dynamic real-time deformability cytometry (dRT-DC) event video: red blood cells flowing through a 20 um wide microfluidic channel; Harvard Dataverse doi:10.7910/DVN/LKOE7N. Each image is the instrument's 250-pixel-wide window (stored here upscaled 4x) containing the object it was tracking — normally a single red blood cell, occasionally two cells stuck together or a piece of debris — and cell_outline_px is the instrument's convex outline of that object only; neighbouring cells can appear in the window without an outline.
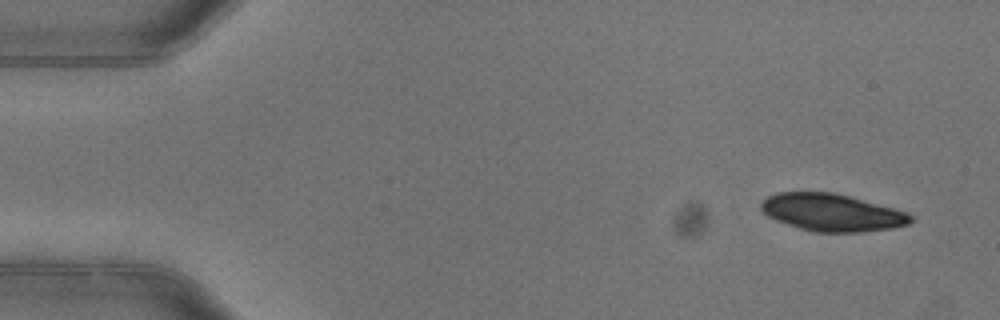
{"species": "common noctule bat (a hibernating species)", "species_latin": "Nyctalus noctula", "temperature_condition": "warm", "stored_images_in_passage": 4, "camera_frame_rate_fps": 3000, "um_per_image_px": 0.085, "animal": {"sex": "female"}, "frame": {"image": 1, "passage_image": 1, "time_ms": 0.0, "image_size_px": [1000, 320], "cell_outline_px": [[912, 220], [908, 224], [892, 228], [860, 232], [816, 232], [800, 228], [776, 220], [768, 216], [760, 208], [760, 204], [768, 196], [776, 192], [832, 192], [848, 196], [908, 212], [912, 216]], "centroid_in_image_um": [70.7, 18.06], "position_along_channel_um": 14.3, "area_um2": 32.25}}